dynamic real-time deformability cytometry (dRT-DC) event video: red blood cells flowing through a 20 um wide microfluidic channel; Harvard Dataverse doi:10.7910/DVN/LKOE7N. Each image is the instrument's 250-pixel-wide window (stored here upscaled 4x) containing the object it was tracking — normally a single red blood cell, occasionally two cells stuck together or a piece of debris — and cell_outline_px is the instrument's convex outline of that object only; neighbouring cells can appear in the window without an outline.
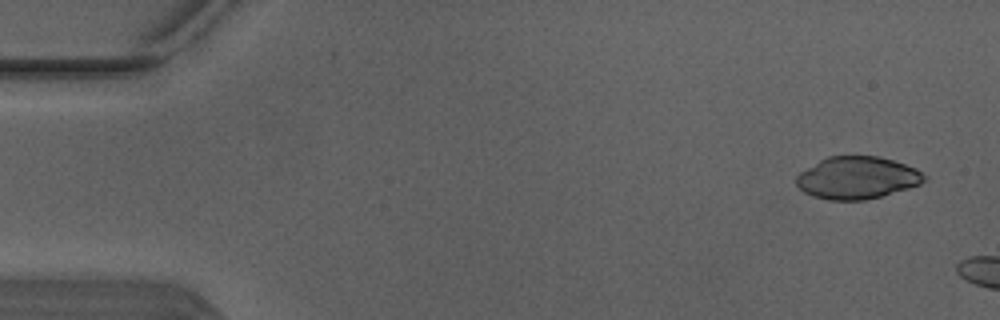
{"species": "Egyptian fruit bat (a non-hibernating species)", "species_latin": "Rousettus aegyptiacus", "temperature_condition": "warm", "stored_images_in_passage": 7, "camera_frame_rate_fps": 3000, "um_per_image_px": 0.085, "animal": {"sex": "male"}, "frame": {"image": 1, "passage_image": 1, "time_ms": 0.0, "image_size_px": [1000, 320], "cell_outline_px": [[928, 180], [920, 184], [908, 188], [880, 196], [864, 200], [828, 200], [812, 196], [804, 192], [796, 184], [796, 176], [800, 172], [820, 160], [828, 156], [880, 156], [916, 168], [928, 176]], "centroid_in_image_um": [72.87, 15.11], "position_along_channel_um": 12.1, "area_um2": 31.56}}
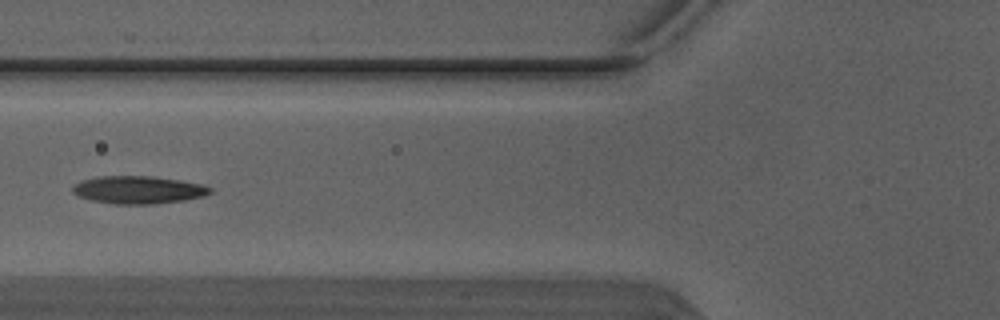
{"frame": {"image": 2, "passage_image": 6, "time_ms": 1.667, "image_size_px": [1000, 320], "cell_outline_px": [[212, 192], [204, 196], [184, 200], [152, 204], [112, 204], [92, 200], [80, 196], [72, 192], [72, 188], [80, 180], [96, 176], [152, 176], [180, 180], [200, 184], [212, 188]], "centroid_in_image_um": [11.75, 16.13], "position_along_channel_um": 114.1, "area_um2": 22.2}}